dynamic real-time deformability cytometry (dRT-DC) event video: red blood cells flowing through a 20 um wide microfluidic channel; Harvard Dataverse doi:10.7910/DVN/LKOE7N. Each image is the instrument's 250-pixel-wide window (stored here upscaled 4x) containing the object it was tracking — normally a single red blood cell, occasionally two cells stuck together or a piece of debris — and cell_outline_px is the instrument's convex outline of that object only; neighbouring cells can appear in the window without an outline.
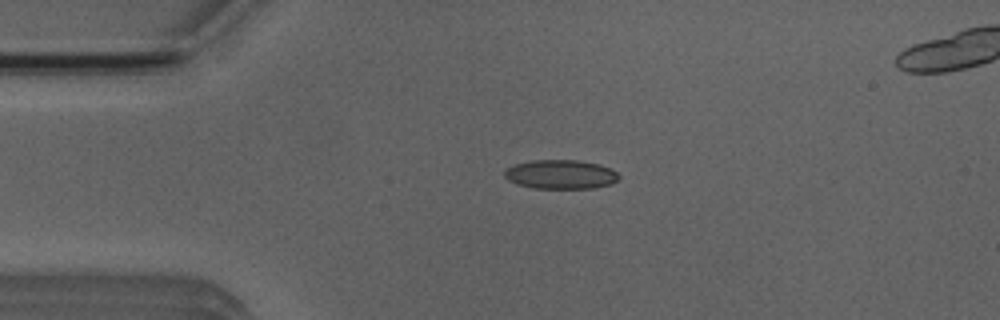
{"species": "Egyptian fruit bat (a non-hibernating species)", "species_latin": "Rousettus aegyptiacus", "temperature_condition": "room temperature", "stored_images_in_passage": 4, "camera_frame_rate_fps": 3000, "um_per_image_px": 0.085, "animal": {"sex": "male"}, "frame": {"image": 1, "passage_image": 2, "time_ms": 1.333, "image_size_px": [1000, 320], "cell_outline_px": [[620, 176], [612, 184], [592, 188], [536, 188], [516, 184], [508, 180], [504, 176], [504, 172], [508, 168], [516, 164], [532, 160], [576, 160], [600, 164], [616, 172]], "centroid_in_image_um": [47.65, 14.82], "position_along_channel_um": 37.3, "area_um2": 19.25}}